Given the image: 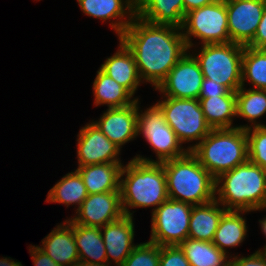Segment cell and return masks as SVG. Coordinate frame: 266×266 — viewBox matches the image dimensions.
Wrapping results in <instances>:
<instances>
[{"label": "cell", "mask_w": 266, "mask_h": 266, "mask_svg": "<svg viewBox=\"0 0 266 266\" xmlns=\"http://www.w3.org/2000/svg\"><path fill=\"white\" fill-rule=\"evenodd\" d=\"M119 39L133 54L142 82L154 90L189 51L180 28L155 25L138 16Z\"/></svg>", "instance_id": "6da1fadb"}, {"label": "cell", "mask_w": 266, "mask_h": 266, "mask_svg": "<svg viewBox=\"0 0 266 266\" xmlns=\"http://www.w3.org/2000/svg\"><path fill=\"white\" fill-rule=\"evenodd\" d=\"M120 174L121 204L124 215L134 217L135 208L155 209L168 199L162 163L144 162L132 157ZM131 209V210H130Z\"/></svg>", "instance_id": "7a4b0ae2"}, {"label": "cell", "mask_w": 266, "mask_h": 266, "mask_svg": "<svg viewBox=\"0 0 266 266\" xmlns=\"http://www.w3.org/2000/svg\"><path fill=\"white\" fill-rule=\"evenodd\" d=\"M168 198L193 206L215 200L216 179L187 152L184 156L162 162Z\"/></svg>", "instance_id": "3957f363"}, {"label": "cell", "mask_w": 266, "mask_h": 266, "mask_svg": "<svg viewBox=\"0 0 266 266\" xmlns=\"http://www.w3.org/2000/svg\"><path fill=\"white\" fill-rule=\"evenodd\" d=\"M266 171L249 160L221 174L215 182V199L226 210L261 209L265 194Z\"/></svg>", "instance_id": "277c9868"}, {"label": "cell", "mask_w": 266, "mask_h": 266, "mask_svg": "<svg viewBox=\"0 0 266 266\" xmlns=\"http://www.w3.org/2000/svg\"><path fill=\"white\" fill-rule=\"evenodd\" d=\"M190 152L216 179L249 160L246 130L212 129Z\"/></svg>", "instance_id": "5b68a950"}, {"label": "cell", "mask_w": 266, "mask_h": 266, "mask_svg": "<svg viewBox=\"0 0 266 266\" xmlns=\"http://www.w3.org/2000/svg\"><path fill=\"white\" fill-rule=\"evenodd\" d=\"M188 49L198 61L204 78L214 80L232 92H236L242 86L244 45L229 42L206 44Z\"/></svg>", "instance_id": "8992f818"}, {"label": "cell", "mask_w": 266, "mask_h": 266, "mask_svg": "<svg viewBox=\"0 0 266 266\" xmlns=\"http://www.w3.org/2000/svg\"><path fill=\"white\" fill-rule=\"evenodd\" d=\"M160 98L156 104L161 108L167 124L190 152L212 130L205 120L199 100L165 96Z\"/></svg>", "instance_id": "52a82bcc"}, {"label": "cell", "mask_w": 266, "mask_h": 266, "mask_svg": "<svg viewBox=\"0 0 266 266\" xmlns=\"http://www.w3.org/2000/svg\"><path fill=\"white\" fill-rule=\"evenodd\" d=\"M140 104L138 100V137L142 136L150 145L156 160L140 154H136L134 158L144 162L162 163L184 156L188 151L167 124L161 108L154 103L141 110Z\"/></svg>", "instance_id": "ba28073f"}, {"label": "cell", "mask_w": 266, "mask_h": 266, "mask_svg": "<svg viewBox=\"0 0 266 266\" xmlns=\"http://www.w3.org/2000/svg\"><path fill=\"white\" fill-rule=\"evenodd\" d=\"M181 30L188 48L229 43L226 0H216L189 11L186 13Z\"/></svg>", "instance_id": "9c48e42d"}, {"label": "cell", "mask_w": 266, "mask_h": 266, "mask_svg": "<svg viewBox=\"0 0 266 266\" xmlns=\"http://www.w3.org/2000/svg\"><path fill=\"white\" fill-rule=\"evenodd\" d=\"M192 207L185 202L165 200L151 213L149 241L159 246L180 245L188 238Z\"/></svg>", "instance_id": "30bf717a"}, {"label": "cell", "mask_w": 266, "mask_h": 266, "mask_svg": "<svg viewBox=\"0 0 266 266\" xmlns=\"http://www.w3.org/2000/svg\"><path fill=\"white\" fill-rule=\"evenodd\" d=\"M203 78L198 61L188 51L155 91L165 97L199 99Z\"/></svg>", "instance_id": "8fae6325"}, {"label": "cell", "mask_w": 266, "mask_h": 266, "mask_svg": "<svg viewBox=\"0 0 266 266\" xmlns=\"http://www.w3.org/2000/svg\"><path fill=\"white\" fill-rule=\"evenodd\" d=\"M76 139L77 167L102 163H124L120 157L122 150L91 121L79 129Z\"/></svg>", "instance_id": "7c38bea8"}, {"label": "cell", "mask_w": 266, "mask_h": 266, "mask_svg": "<svg viewBox=\"0 0 266 266\" xmlns=\"http://www.w3.org/2000/svg\"><path fill=\"white\" fill-rule=\"evenodd\" d=\"M75 213L69 217L74 223L101 228L124 216L121 193L112 191L89 194Z\"/></svg>", "instance_id": "4fadbf2b"}, {"label": "cell", "mask_w": 266, "mask_h": 266, "mask_svg": "<svg viewBox=\"0 0 266 266\" xmlns=\"http://www.w3.org/2000/svg\"><path fill=\"white\" fill-rule=\"evenodd\" d=\"M266 0H226L230 42L246 46L262 18Z\"/></svg>", "instance_id": "5bb4252c"}, {"label": "cell", "mask_w": 266, "mask_h": 266, "mask_svg": "<svg viewBox=\"0 0 266 266\" xmlns=\"http://www.w3.org/2000/svg\"><path fill=\"white\" fill-rule=\"evenodd\" d=\"M98 120H90L99 130L121 150L127 143L138 137V100L120 108L102 111Z\"/></svg>", "instance_id": "9a60e30c"}, {"label": "cell", "mask_w": 266, "mask_h": 266, "mask_svg": "<svg viewBox=\"0 0 266 266\" xmlns=\"http://www.w3.org/2000/svg\"><path fill=\"white\" fill-rule=\"evenodd\" d=\"M80 11L86 16L109 21L111 30H114L119 39L136 16V0H76Z\"/></svg>", "instance_id": "2e32d148"}, {"label": "cell", "mask_w": 266, "mask_h": 266, "mask_svg": "<svg viewBox=\"0 0 266 266\" xmlns=\"http://www.w3.org/2000/svg\"><path fill=\"white\" fill-rule=\"evenodd\" d=\"M134 221V217L124 215L121 219L100 228L107 264L121 266L138 244L134 243L136 235Z\"/></svg>", "instance_id": "e0dca14e"}, {"label": "cell", "mask_w": 266, "mask_h": 266, "mask_svg": "<svg viewBox=\"0 0 266 266\" xmlns=\"http://www.w3.org/2000/svg\"><path fill=\"white\" fill-rule=\"evenodd\" d=\"M118 40L117 50L106 58L100 69L134 96L144 83L140 78L133 54L120 39Z\"/></svg>", "instance_id": "ac0fdd59"}, {"label": "cell", "mask_w": 266, "mask_h": 266, "mask_svg": "<svg viewBox=\"0 0 266 266\" xmlns=\"http://www.w3.org/2000/svg\"><path fill=\"white\" fill-rule=\"evenodd\" d=\"M38 247L60 266H74L80 261L73 228L65 219L55 225Z\"/></svg>", "instance_id": "d6986e66"}, {"label": "cell", "mask_w": 266, "mask_h": 266, "mask_svg": "<svg viewBox=\"0 0 266 266\" xmlns=\"http://www.w3.org/2000/svg\"><path fill=\"white\" fill-rule=\"evenodd\" d=\"M136 16L155 25L182 28L184 0H136Z\"/></svg>", "instance_id": "ffe728a7"}, {"label": "cell", "mask_w": 266, "mask_h": 266, "mask_svg": "<svg viewBox=\"0 0 266 266\" xmlns=\"http://www.w3.org/2000/svg\"><path fill=\"white\" fill-rule=\"evenodd\" d=\"M248 211L227 210L217 227L212 243L228 256H234L230 249L242 246L248 237L247 218Z\"/></svg>", "instance_id": "44dd1931"}, {"label": "cell", "mask_w": 266, "mask_h": 266, "mask_svg": "<svg viewBox=\"0 0 266 266\" xmlns=\"http://www.w3.org/2000/svg\"><path fill=\"white\" fill-rule=\"evenodd\" d=\"M123 163H102L76 167L88 195L120 191V174Z\"/></svg>", "instance_id": "7402d4cb"}, {"label": "cell", "mask_w": 266, "mask_h": 266, "mask_svg": "<svg viewBox=\"0 0 266 266\" xmlns=\"http://www.w3.org/2000/svg\"><path fill=\"white\" fill-rule=\"evenodd\" d=\"M226 208L216 199L192 207L188 238L212 242Z\"/></svg>", "instance_id": "603a6c76"}, {"label": "cell", "mask_w": 266, "mask_h": 266, "mask_svg": "<svg viewBox=\"0 0 266 266\" xmlns=\"http://www.w3.org/2000/svg\"><path fill=\"white\" fill-rule=\"evenodd\" d=\"M265 115L266 90L248 88L247 84L245 87L241 86L236 91V118H244L248 123L237 124V128L247 130L252 127L266 126L265 121L259 120Z\"/></svg>", "instance_id": "cb8c5ba5"}, {"label": "cell", "mask_w": 266, "mask_h": 266, "mask_svg": "<svg viewBox=\"0 0 266 266\" xmlns=\"http://www.w3.org/2000/svg\"><path fill=\"white\" fill-rule=\"evenodd\" d=\"M205 120L211 129H232L236 120V92L229 91L224 96H209L198 99Z\"/></svg>", "instance_id": "d4e9b609"}, {"label": "cell", "mask_w": 266, "mask_h": 266, "mask_svg": "<svg viewBox=\"0 0 266 266\" xmlns=\"http://www.w3.org/2000/svg\"><path fill=\"white\" fill-rule=\"evenodd\" d=\"M65 220L73 228L74 240L80 261L90 264H107L106 249L101 229L78 225L68 217Z\"/></svg>", "instance_id": "484cf974"}, {"label": "cell", "mask_w": 266, "mask_h": 266, "mask_svg": "<svg viewBox=\"0 0 266 266\" xmlns=\"http://www.w3.org/2000/svg\"><path fill=\"white\" fill-rule=\"evenodd\" d=\"M92 92L94 107L107 106L108 108H120L134 104L139 97H134L126 88L109 77L100 68L93 81Z\"/></svg>", "instance_id": "4316f807"}, {"label": "cell", "mask_w": 266, "mask_h": 266, "mask_svg": "<svg viewBox=\"0 0 266 266\" xmlns=\"http://www.w3.org/2000/svg\"><path fill=\"white\" fill-rule=\"evenodd\" d=\"M88 196L87 189L80 174L74 171L68 172L48 191L46 203L64 204L66 208L74 206L75 212Z\"/></svg>", "instance_id": "83f0119b"}, {"label": "cell", "mask_w": 266, "mask_h": 266, "mask_svg": "<svg viewBox=\"0 0 266 266\" xmlns=\"http://www.w3.org/2000/svg\"><path fill=\"white\" fill-rule=\"evenodd\" d=\"M191 266H230V256L212 242L187 238L180 245Z\"/></svg>", "instance_id": "f1b7e54d"}, {"label": "cell", "mask_w": 266, "mask_h": 266, "mask_svg": "<svg viewBox=\"0 0 266 266\" xmlns=\"http://www.w3.org/2000/svg\"><path fill=\"white\" fill-rule=\"evenodd\" d=\"M241 82L243 87L248 83L249 88L266 90V49L244 46Z\"/></svg>", "instance_id": "f546056e"}, {"label": "cell", "mask_w": 266, "mask_h": 266, "mask_svg": "<svg viewBox=\"0 0 266 266\" xmlns=\"http://www.w3.org/2000/svg\"><path fill=\"white\" fill-rule=\"evenodd\" d=\"M248 159L266 171V126L246 130Z\"/></svg>", "instance_id": "4dcf8cb0"}, {"label": "cell", "mask_w": 266, "mask_h": 266, "mask_svg": "<svg viewBox=\"0 0 266 266\" xmlns=\"http://www.w3.org/2000/svg\"><path fill=\"white\" fill-rule=\"evenodd\" d=\"M160 246L151 242L138 243L121 266H159Z\"/></svg>", "instance_id": "1f68e13d"}, {"label": "cell", "mask_w": 266, "mask_h": 266, "mask_svg": "<svg viewBox=\"0 0 266 266\" xmlns=\"http://www.w3.org/2000/svg\"><path fill=\"white\" fill-rule=\"evenodd\" d=\"M159 266H191L179 245L160 246Z\"/></svg>", "instance_id": "d6a6232c"}, {"label": "cell", "mask_w": 266, "mask_h": 266, "mask_svg": "<svg viewBox=\"0 0 266 266\" xmlns=\"http://www.w3.org/2000/svg\"><path fill=\"white\" fill-rule=\"evenodd\" d=\"M230 266H266V252L258 249L247 256L235 253L230 258Z\"/></svg>", "instance_id": "836d02e7"}, {"label": "cell", "mask_w": 266, "mask_h": 266, "mask_svg": "<svg viewBox=\"0 0 266 266\" xmlns=\"http://www.w3.org/2000/svg\"><path fill=\"white\" fill-rule=\"evenodd\" d=\"M229 91L230 90L224 85L216 83L214 80L203 78L199 98H209V96H224Z\"/></svg>", "instance_id": "e575fe53"}, {"label": "cell", "mask_w": 266, "mask_h": 266, "mask_svg": "<svg viewBox=\"0 0 266 266\" xmlns=\"http://www.w3.org/2000/svg\"><path fill=\"white\" fill-rule=\"evenodd\" d=\"M246 46L257 49H266V2L254 38Z\"/></svg>", "instance_id": "d590c367"}, {"label": "cell", "mask_w": 266, "mask_h": 266, "mask_svg": "<svg viewBox=\"0 0 266 266\" xmlns=\"http://www.w3.org/2000/svg\"><path fill=\"white\" fill-rule=\"evenodd\" d=\"M29 254L34 266H60L44 251H42L38 245H29Z\"/></svg>", "instance_id": "8d00e7d4"}, {"label": "cell", "mask_w": 266, "mask_h": 266, "mask_svg": "<svg viewBox=\"0 0 266 266\" xmlns=\"http://www.w3.org/2000/svg\"><path fill=\"white\" fill-rule=\"evenodd\" d=\"M216 0H184L185 16L189 11L211 4Z\"/></svg>", "instance_id": "74e56055"}, {"label": "cell", "mask_w": 266, "mask_h": 266, "mask_svg": "<svg viewBox=\"0 0 266 266\" xmlns=\"http://www.w3.org/2000/svg\"><path fill=\"white\" fill-rule=\"evenodd\" d=\"M0 266H23L19 260L12 259L11 257H0Z\"/></svg>", "instance_id": "f35d334b"}, {"label": "cell", "mask_w": 266, "mask_h": 266, "mask_svg": "<svg viewBox=\"0 0 266 266\" xmlns=\"http://www.w3.org/2000/svg\"><path fill=\"white\" fill-rule=\"evenodd\" d=\"M258 221H259V226L261 228V232L266 238V215H264V217L262 219H259ZM265 249H266V244L264 245L263 248H261V247L259 248V250H263V251Z\"/></svg>", "instance_id": "ab89813d"}, {"label": "cell", "mask_w": 266, "mask_h": 266, "mask_svg": "<svg viewBox=\"0 0 266 266\" xmlns=\"http://www.w3.org/2000/svg\"><path fill=\"white\" fill-rule=\"evenodd\" d=\"M74 266H112L109 264H90V263H85L82 261H78Z\"/></svg>", "instance_id": "60d3db41"}, {"label": "cell", "mask_w": 266, "mask_h": 266, "mask_svg": "<svg viewBox=\"0 0 266 266\" xmlns=\"http://www.w3.org/2000/svg\"><path fill=\"white\" fill-rule=\"evenodd\" d=\"M266 211V185H265V194H264V199H263V204H262V208L261 209H255L251 212H256V211Z\"/></svg>", "instance_id": "b9f144b4"}]
</instances>
